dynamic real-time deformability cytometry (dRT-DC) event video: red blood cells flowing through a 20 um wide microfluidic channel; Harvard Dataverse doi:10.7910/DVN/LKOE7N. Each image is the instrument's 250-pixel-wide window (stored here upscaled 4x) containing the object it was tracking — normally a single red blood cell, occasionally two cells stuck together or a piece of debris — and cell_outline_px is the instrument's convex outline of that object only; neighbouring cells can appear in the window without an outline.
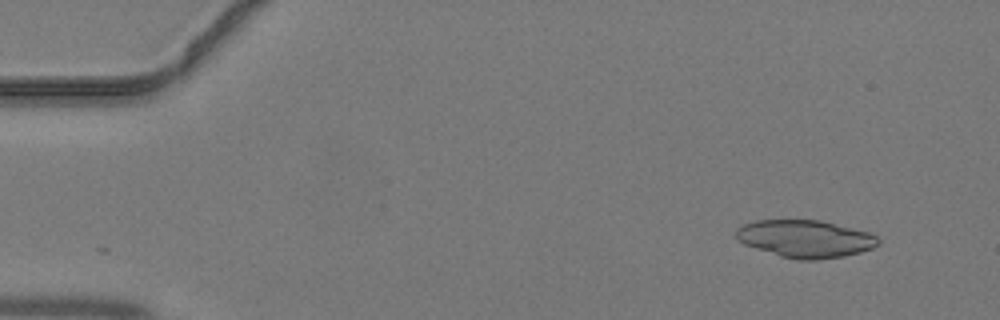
{"species": "common noctule bat (a hibernating species)", "species_latin": "Nyctalus noctula", "temperature_condition": "warm", "stored_images_in_passage": 42, "camera_frame_rate_fps": 3000, "um_per_image_px": 0.085, "animal": {"sex": "male", "body_mass_g": 19.2, "forearm_length_mm": 51.8}, "frame": {"image": 1, "passage_image": 1, "time_ms": 0.0, "image_size_px": [1000, 320], "cell_outline_px": [[880, 244], [872, 248], [860, 252], [844, 256], [816, 260], [800, 260], [780, 256], [744, 244], [736, 240], [736, 228], [744, 224], [756, 220], [820, 220], [868, 232], [876, 236], [880, 240]], "centroid_in_image_um": [68.44, 20.29], "position_along_channel_um": 16.6, "area_um2": 30.98}}
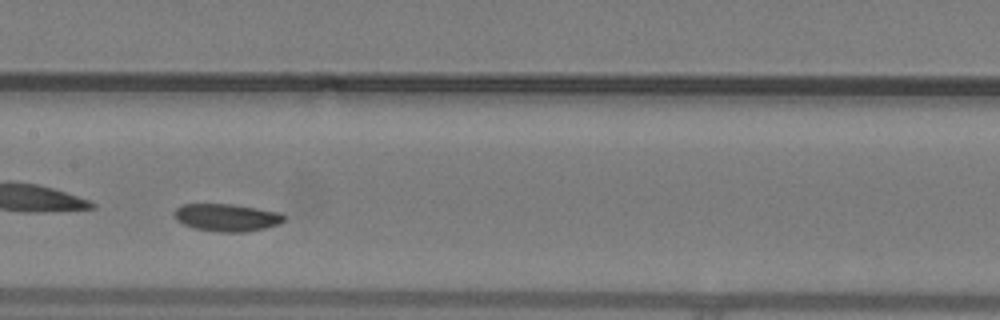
{"frame": {"image": 2, "passage_image": 20, "time_ms": 6.333, "image_size_px": [1000, 320], "cell_outline_px": [[284, 220], [280, 224], [264, 228], [244, 232], [220, 232], [196, 228], [184, 224], [176, 220], [176, 208], [184, 204], [232, 204], [280, 212], [284, 216]], "centroid_in_image_um": [19.31, 18.48], "position_along_channel_um": 188.1, "area_um2": 17.34}}
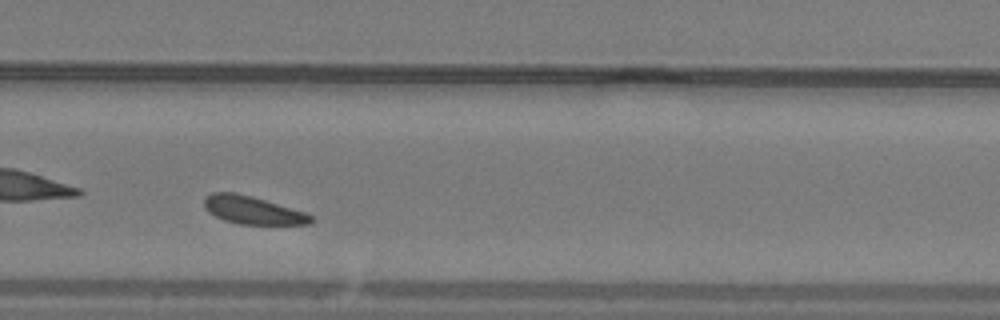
{"frame": {"image": 3, "passage_image": 28, "time_ms": 9.0, "image_size_px": [1000, 320], "cell_outline_px": [[316, 220], [308, 224], [240, 224], [224, 220], [208, 212], [204, 208], [204, 196], [212, 192], [236, 192], [252, 196], [308, 212]], "centroid_in_image_um": [21.49, 17.85], "position_along_channel_um": 308.3, "area_um2": 17.63}}